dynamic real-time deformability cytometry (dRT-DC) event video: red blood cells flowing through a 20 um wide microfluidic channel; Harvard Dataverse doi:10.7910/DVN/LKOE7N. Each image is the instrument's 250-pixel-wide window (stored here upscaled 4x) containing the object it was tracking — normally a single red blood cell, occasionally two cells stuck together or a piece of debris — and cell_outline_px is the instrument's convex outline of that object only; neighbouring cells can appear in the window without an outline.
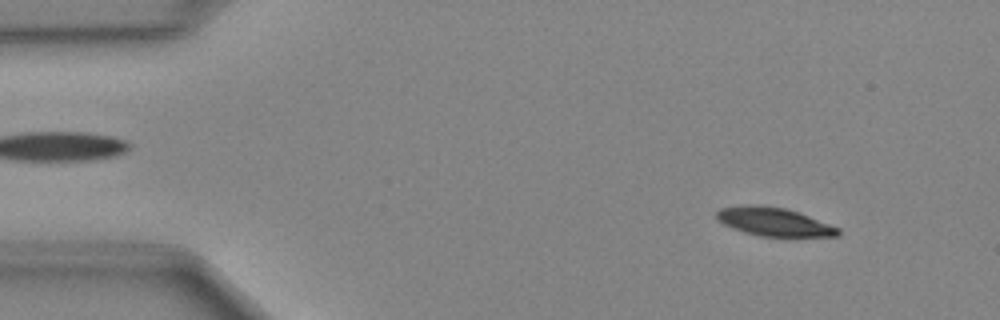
{"species": "Egyptian fruit bat (a non-hibernating species)", "species_latin": "Rousettus aegyptiacus", "temperature_condition": "cold", "stored_images_in_passage": 8, "camera_frame_rate_fps": 3000, "um_per_image_px": 0.085, "animal": {"sex": "female"}, "frame": {"image": 1, "passage_image": 6, "time_ms": 1.667, "image_size_px": [1000, 320], "cell_outline_px": [[840, 236], [760, 236], [744, 232], [732, 228], [724, 224], [716, 216], [716, 212], [720, 208], [744, 204], [760, 204], [784, 208], [800, 212], [840, 228]], "centroid_in_image_um": [65.79, 18.83], "position_along_channel_um": 19.2, "area_um2": 20.23}}